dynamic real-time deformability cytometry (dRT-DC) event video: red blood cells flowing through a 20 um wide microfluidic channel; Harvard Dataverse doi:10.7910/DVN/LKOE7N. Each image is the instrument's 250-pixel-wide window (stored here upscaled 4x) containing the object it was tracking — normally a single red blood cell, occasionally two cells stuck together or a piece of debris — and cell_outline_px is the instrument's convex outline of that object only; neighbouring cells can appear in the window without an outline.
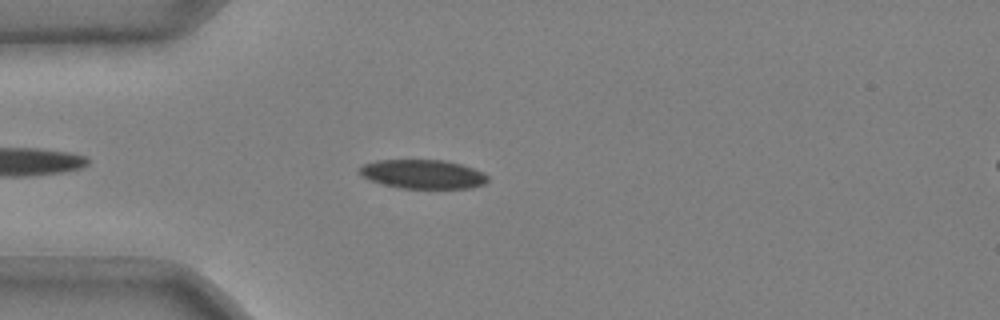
{"species": "common noctule bat (a hibernating species)", "species_latin": "Nyctalus noctula", "temperature_condition": "cold", "stored_images_in_passage": 42, "camera_frame_rate_fps": 3000, "um_per_image_px": 0.085, "animal": {"sex": "male", "body_mass_g": 20.4}, "frame": {"image": 1, "passage_image": 5, "time_ms": 1.333, "image_size_px": [1000, 320], "cell_outline_px": [[488, 180], [484, 184], [472, 188], [400, 188], [368, 180], [360, 176], [356, 172], [360, 164], [376, 160], [444, 160], [460, 164], [484, 172], [488, 176]], "centroid_in_image_um": [35.87, 14.8], "position_along_channel_um": 49.1, "area_um2": 21.96}}
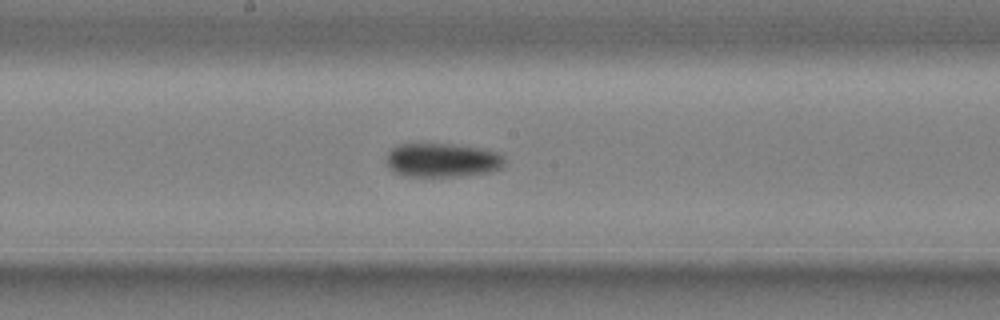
{"frame": {"image": 2, "passage_image": 19, "time_ms": 6.0, "image_size_px": [1000, 320], "cell_outline_px": [[504, 168], [492, 172], [464, 176], [404, 176], [392, 172], [388, 164], [388, 152], [396, 144], [452, 144], [484, 148], [500, 152], [504, 156]], "centroid_in_image_um": [37.66, 13.61], "position_along_channel_um": 210.5, "area_um2": 23.81}}
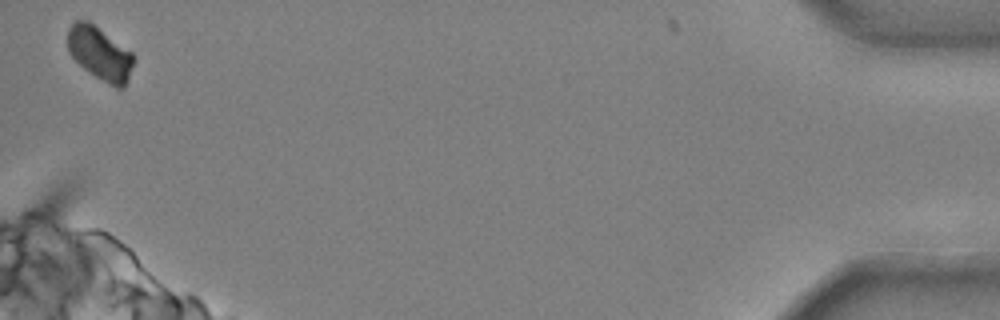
{"frame": {"image": 3, "passage_image": 42, "time_ms": 13.667, "image_size_px": [1000, 320], "cell_outline_px": [[136, 60], [128, 80], [124, 88], [116, 88], [108, 84], [84, 68], [68, 52], [68, 28], [76, 20], [88, 20], [132, 52], [136, 56]], "centroid_in_image_um": [8.53, 4.55], "position_along_channel_um": 426.7, "area_um2": 20.52}, "authors_computed_cell_mechanics": {"area_um2": 23.0622, "velocity_mm_per_s": 3.711, "shape_relaxation_time_tau1_ms": 7.1273, "shape_relaxation_time_tau2_ms": null, "deformation_change_tau1": 0.1394, "deformation_change_tau2": null}}